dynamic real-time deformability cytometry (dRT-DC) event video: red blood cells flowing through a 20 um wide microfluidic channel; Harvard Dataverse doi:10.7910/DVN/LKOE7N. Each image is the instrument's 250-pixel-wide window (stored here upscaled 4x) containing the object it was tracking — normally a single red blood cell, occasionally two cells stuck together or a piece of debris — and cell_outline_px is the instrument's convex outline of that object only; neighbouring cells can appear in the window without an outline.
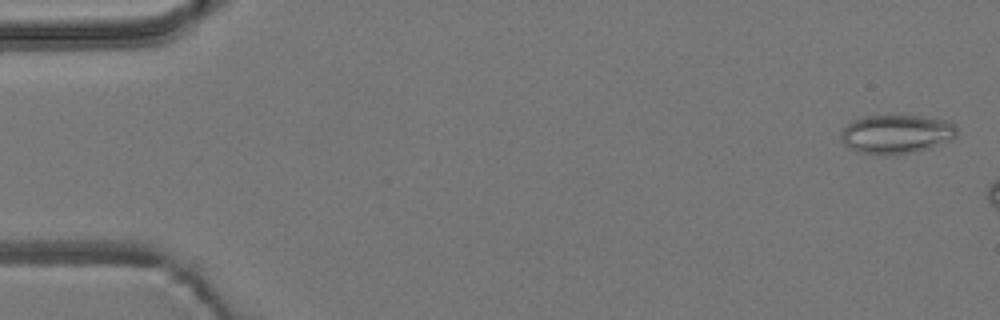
{"species": "common noctule bat (a hibernating species)", "species_latin": "Nyctalus noctula", "temperature_condition": "room temperature", "stored_images_in_passage": 8, "camera_frame_rate_fps": 3000, "um_per_image_px": 0.085, "animal": {"sex": "male", "body_mass_g": 19.2, "forearm_length_mm": 51.8}, "frame": {"image": 1, "passage_image": 2, "time_ms": 0.333, "image_size_px": [1000, 320], "cell_outline_px": [[956, 136], [928, 148], [916, 152], [884, 156], [876, 156], [856, 152], [844, 144], [840, 140], [840, 136], [844, 128], [852, 120], [860, 116], [920, 116], [944, 120], [956, 124]], "centroid_in_image_um": [76.12, 11.42], "position_along_channel_um": 8.9, "area_um2": 26.41}}